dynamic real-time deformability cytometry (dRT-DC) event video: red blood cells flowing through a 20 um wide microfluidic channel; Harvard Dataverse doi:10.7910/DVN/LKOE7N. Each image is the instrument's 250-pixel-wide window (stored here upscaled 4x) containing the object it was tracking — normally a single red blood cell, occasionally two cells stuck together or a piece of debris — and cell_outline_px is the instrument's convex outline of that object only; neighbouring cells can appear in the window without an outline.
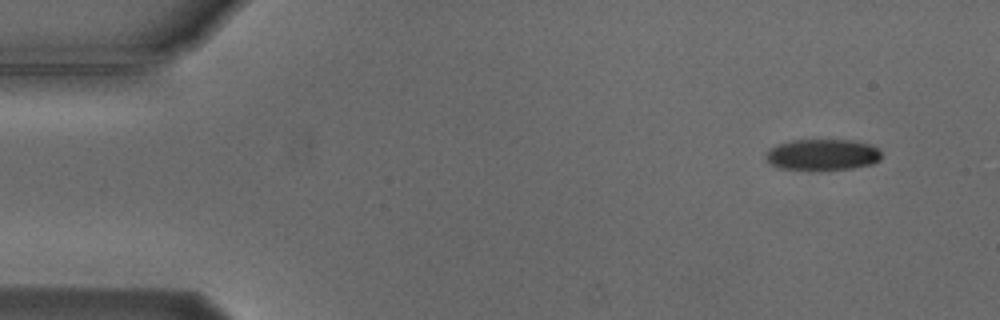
{"species": "Egyptian fruit bat (a non-hibernating species)", "species_latin": "Rousettus aegyptiacus", "temperature_condition": "cold", "stored_images_in_passage": 2, "camera_frame_rate_fps": 3000, "um_per_image_px": 0.085, "animal": {"sex": "male"}, "frame": {"image": 1, "passage_image": 2, "time_ms": 1.333, "image_size_px": [1000, 320], "cell_outline_px": [[880, 160], [872, 164], [852, 168], [828, 172], [820, 172], [780, 168], [768, 164], [764, 160], [764, 152], [768, 148], [776, 144], [792, 140], [852, 140], [868, 144], [876, 148], [880, 152]], "centroid_in_image_um": [69.81, 13.19], "position_along_channel_um": 15.2, "area_um2": 21.91}}